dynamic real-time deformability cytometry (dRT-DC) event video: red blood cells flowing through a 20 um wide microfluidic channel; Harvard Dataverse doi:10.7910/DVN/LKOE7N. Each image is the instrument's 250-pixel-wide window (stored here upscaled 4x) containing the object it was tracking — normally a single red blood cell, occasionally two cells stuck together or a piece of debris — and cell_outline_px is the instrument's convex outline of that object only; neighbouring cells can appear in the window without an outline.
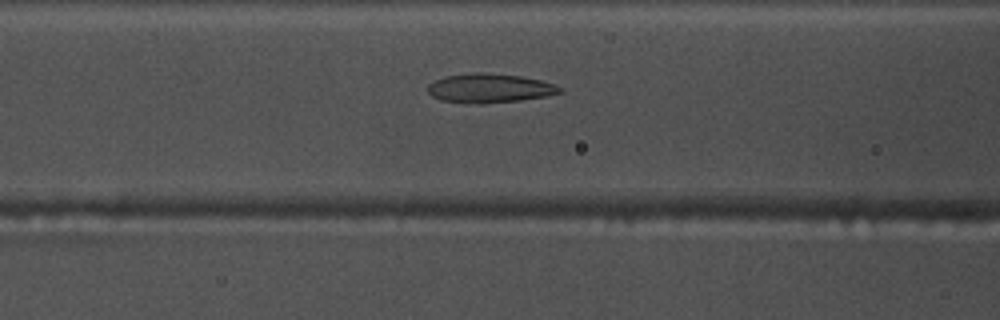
{"species": "common noctule bat (a hibernating species)", "species_latin": "Nyctalus noctula", "temperature_condition": "warm", "stored_images_in_passage": 33, "camera_frame_rate_fps": 3000, "um_per_image_px": 0.085, "animal": {"sex": "male", "body_mass_g": 17.5, "forearm_length_mm": 52.3}, "frame": {"image": 1, "passage_image": 6, "time_ms": 1.667, "image_size_px": [1000, 320], "cell_outline_px": [[564, 92], [548, 96], [520, 100], [484, 104], [468, 104], [440, 100], [432, 96], [428, 92], [428, 84], [444, 76], [476, 72], [480, 72], [520, 76], [540, 80], [556, 84], [564, 88]], "centroid_in_image_um": [41.64, 7.51], "position_along_channel_um": 125.0, "area_um2": 22.72}}
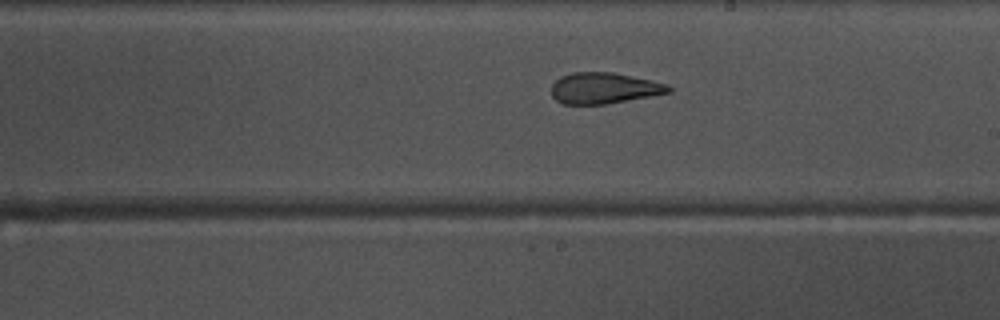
{"frame": {"image": 2, "passage_image": 15, "time_ms": 4.667, "image_size_px": [1000, 320], "cell_outline_px": [[672, 92], [608, 104], [564, 104], [556, 100], [552, 96], [552, 84], [560, 76], [572, 72], [612, 72], [652, 80], [664, 84], [672, 88]], "centroid_in_image_um": [51.33, 7.49], "position_along_channel_um": 237.7, "area_um2": 21.21}}
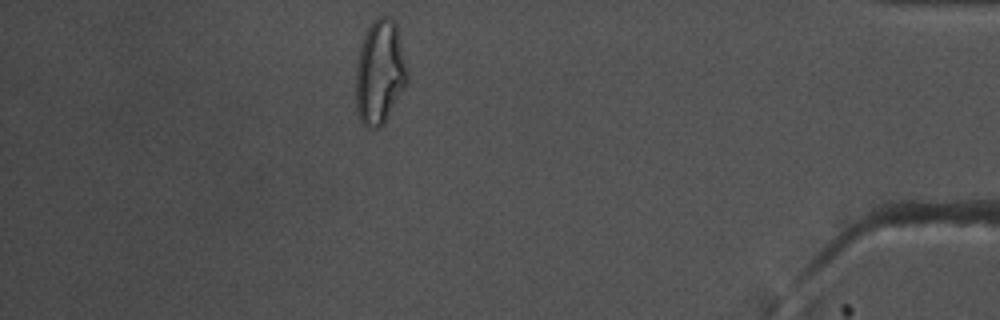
{"frame": {"image": 3, "passage_image": 32, "time_ms": 10.333, "image_size_px": [1000, 320], "cell_outline_px": [[408, 80], [384, 124], [380, 128], [372, 128], [364, 124], [360, 120], [356, 108], [356, 68], [360, 48], [364, 36], [372, 20], [376, 16], [388, 16], [396, 24], [408, 72]], "centroid_in_image_um": [32.28, 6.14], "position_along_channel_um": 402.9, "area_um2": 31.1}}